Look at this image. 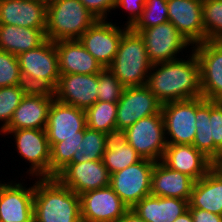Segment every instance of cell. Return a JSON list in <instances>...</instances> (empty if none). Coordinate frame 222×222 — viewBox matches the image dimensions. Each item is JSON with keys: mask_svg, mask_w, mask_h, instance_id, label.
Wrapping results in <instances>:
<instances>
[{"mask_svg": "<svg viewBox=\"0 0 222 222\" xmlns=\"http://www.w3.org/2000/svg\"><path fill=\"white\" fill-rule=\"evenodd\" d=\"M191 51L187 60L152 64L146 86L161 104L202 97L199 61Z\"/></svg>", "mask_w": 222, "mask_h": 222, "instance_id": "1", "label": "cell"}, {"mask_svg": "<svg viewBox=\"0 0 222 222\" xmlns=\"http://www.w3.org/2000/svg\"><path fill=\"white\" fill-rule=\"evenodd\" d=\"M34 222H82L80 196L56 177L36 178Z\"/></svg>", "mask_w": 222, "mask_h": 222, "instance_id": "2", "label": "cell"}, {"mask_svg": "<svg viewBox=\"0 0 222 222\" xmlns=\"http://www.w3.org/2000/svg\"><path fill=\"white\" fill-rule=\"evenodd\" d=\"M151 67L143 38L129 28L108 68L124 87H135L146 85Z\"/></svg>", "mask_w": 222, "mask_h": 222, "instance_id": "3", "label": "cell"}, {"mask_svg": "<svg viewBox=\"0 0 222 222\" xmlns=\"http://www.w3.org/2000/svg\"><path fill=\"white\" fill-rule=\"evenodd\" d=\"M96 20L79 0H51L47 4L46 38L53 42L79 39Z\"/></svg>", "mask_w": 222, "mask_h": 222, "instance_id": "4", "label": "cell"}, {"mask_svg": "<svg viewBox=\"0 0 222 222\" xmlns=\"http://www.w3.org/2000/svg\"><path fill=\"white\" fill-rule=\"evenodd\" d=\"M17 59L29 90H55L60 77L55 42L47 39L39 47L17 55Z\"/></svg>", "mask_w": 222, "mask_h": 222, "instance_id": "5", "label": "cell"}, {"mask_svg": "<svg viewBox=\"0 0 222 222\" xmlns=\"http://www.w3.org/2000/svg\"><path fill=\"white\" fill-rule=\"evenodd\" d=\"M195 121L192 145L215 164L222 156V102L197 97Z\"/></svg>", "mask_w": 222, "mask_h": 222, "instance_id": "6", "label": "cell"}, {"mask_svg": "<svg viewBox=\"0 0 222 222\" xmlns=\"http://www.w3.org/2000/svg\"><path fill=\"white\" fill-rule=\"evenodd\" d=\"M141 158L161 161L167 147L162 113L141 118L120 133Z\"/></svg>", "mask_w": 222, "mask_h": 222, "instance_id": "7", "label": "cell"}, {"mask_svg": "<svg viewBox=\"0 0 222 222\" xmlns=\"http://www.w3.org/2000/svg\"><path fill=\"white\" fill-rule=\"evenodd\" d=\"M1 133L15 138V149L25 162L31 163L27 170L29 176L50 178L51 147L45 129L3 130Z\"/></svg>", "mask_w": 222, "mask_h": 222, "instance_id": "8", "label": "cell"}, {"mask_svg": "<svg viewBox=\"0 0 222 222\" xmlns=\"http://www.w3.org/2000/svg\"><path fill=\"white\" fill-rule=\"evenodd\" d=\"M155 162L142 158L139 162L110 175L109 186L128 209L151 194V176Z\"/></svg>", "mask_w": 222, "mask_h": 222, "instance_id": "9", "label": "cell"}, {"mask_svg": "<svg viewBox=\"0 0 222 222\" xmlns=\"http://www.w3.org/2000/svg\"><path fill=\"white\" fill-rule=\"evenodd\" d=\"M143 38L147 56L152 64L179 59L178 53L192 44L177 30L171 22L143 29L139 32Z\"/></svg>", "mask_w": 222, "mask_h": 222, "instance_id": "10", "label": "cell"}, {"mask_svg": "<svg viewBox=\"0 0 222 222\" xmlns=\"http://www.w3.org/2000/svg\"><path fill=\"white\" fill-rule=\"evenodd\" d=\"M161 113L167 145H192L196 135V98L162 104Z\"/></svg>", "mask_w": 222, "mask_h": 222, "instance_id": "11", "label": "cell"}, {"mask_svg": "<svg viewBox=\"0 0 222 222\" xmlns=\"http://www.w3.org/2000/svg\"><path fill=\"white\" fill-rule=\"evenodd\" d=\"M161 106L162 104L146 85L124 87L117 103V135L141 118L159 114Z\"/></svg>", "mask_w": 222, "mask_h": 222, "instance_id": "12", "label": "cell"}, {"mask_svg": "<svg viewBox=\"0 0 222 222\" xmlns=\"http://www.w3.org/2000/svg\"><path fill=\"white\" fill-rule=\"evenodd\" d=\"M86 127L85 110L53 100L45 128L50 147L65 140L83 139Z\"/></svg>", "mask_w": 222, "mask_h": 222, "instance_id": "13", "label": "cell"}, {"mask_svg": "<svg viewBox=\"0 0 222 222\" xmlns=\"http://www.w3.org/2000/svg\"><path fill=\"white\" fill-rule=\"evenodd\" d=\"M121 28L106 19H97L78 40L106 68L115 58L122 35L129 29Z\"/></svg>", "mask_w": 222, "mask_h": 222, "instance_id": "14", "label": "cell"}, {"mask_svg": "<svg viewBox=\"0 0 222 222\" xmlns=\"http://www.w3.org/2000/svg\"><path fill=\"white\" fill-rule=\"evenodd\" d=\"M191 49L199 61L202 97L222 102V42L204 41Z\"/></svg>", "mask_w": 222, "mask_h": 222, "instance_id": "15", "label": "cell"}, {"mask_svg": "<svg viewBox=\"0 0 222 222\" xmlns=\"http://www.w3.org/2000/svg\"><path fill=\"white\" fill-rule=\"evenodd\" d=\"M79 196L82 222H116L129 210L110 186Z\"/></svg>", "mask_w": 222, "mask_h": 222, "instance_id": "16", "label": "cell"}, {"mask_svg": "<svg viewBox=\"0 0 222 222\" xmlns=\"http://www.w3.org/2000/svg\"><path fill=\"white\" fill-rule=\"evenodd\" d=\"M53 100V92L29 90L4 130L45 129Z\"/></svg>", "mask_w": 222, "mask_h": 222, "instance_id": "17", "label": "cell"}, {"mask_svg": "<svg viewBox=\"0 0 222 222\" xmlns=\"http://www.w3.org/2000/svg\"><path fill=\"white\" fill-rule=\"evenodd\" d=\"M22 184L0 181V222H34L35 184L28 188Z\"/></svg>", "mask_w": 222, "mask_h": 222, "instance_id": "18", "label": "cell"}, {"mask_svg": "<svg viewBox=\"0 0 222 222\" xmlns=\"http://www.w3.org/2000/svg\"><path fill=\"white\" fill-rule=\"evenodd\" d=\"M56 178L78 195L110 184V173L103 160L70 163Z\"/></svg>", "mask_w": 222, "mask_h": 222, "instance_id": "19", "label": "cell"}, {"mask_svg": "<svg viewBox=\"0 0 222 222\" xmlns=\"http://www.w3.org/2000/svg\"><path fill=\"white\" fill-rule=\"evenodd\" d=\"M168 19L193 45L205 41L203 2L200 0H167Z\"/></svg>", "mask_w": 222, "mask_h": 222, "instance_id": "20", "label": "cell"}, {"mask_svg": "<svg viewBox=\"0 0 222 222\" xmlns=\"http://www.w3.org/2000/svg\"><path fill=\"white\" fill-rule=\"evenodd\" d=\"M54 99L86 110L97 102V74H60Z\"/></svg>", "mask_w": 222, "mask_h": 222, "instance_id": "21", "label": "cell"}, {"mask_svg": "<svg viewBox=\"0 0 222 222\" xmlns=\"http://www.w3.org/2000/svg\"><path fill=\"white\" fill-rule=\"evenodd\" d=\"M47 5L33 0H0V24L46 30Z\"/></svg>", "mask_w": 222, "mask_h": 222, "instance_id": "22", "label": "cell"}, {"mask_svg": "<svg viewBox=\"0 0 222 222\" xmlns=\"http://www.w3.org/2000/svg\"><path fill=\"white\" fill-rule=\"evenodd\" d=\"M172 170L187 174L195 181L204 177L215 165L193 145L170 144L161 160Z\"/></svg>", "mask_w": 222, "mask_h": 222, "instance_id": "23", "label": "cell"}, {"mask_svg": "<svg viewBox=\"0 0 222 222\" xmlns=\"http://www.w3.org/2000/svg\"><path fill=\"white\" fill-rule=\"evenodd\" d=\"M60 74H98L103 66L78 39L55 42Z\"/></svg>", "mask_w": 222, "mask_h": 222, "instance_id": "24", "label": "cell"}, {"mask_svg": "<svg viewBox=\"0 0 222 222\" xmlns=\"http://www.w3.org/2000/svg\"><path fill=\"white\" fill-rule=\"evenodd\" d=\"M195 180L187 174L155 162L151 176V195L190 200Z\"/></svg>", "mask_w": 222, "mask_h": 222, "instance_id": "25", "label": "cell"}, {"mask_svg": "<svg viewBox=\"0 0 222 222\" xmlns=\"http://www.w3.org/2000/svg\"><path fill=\"white\" fill-rule=\"evenodd\" d=\"M188 209H202L222 215V171L215 165L195 181Z\"/></svg>", "mask_w": 222, "mask_h": 222, "instance_id": "26", "label": "cell"}, {"mask_svg": "<svg viewBox=\"0 0 222 222\" xmlns=\"http://www.w3.org/2000/svg\"><path fill=\"white\" fill-rule=\"evenodd\" d=\"M189 201L148 195L131 210L145 222H174L188 210Z\"/></svg>", "mask_w": 222, "mask_h": 222, "instance_id": "27", "label": "cell"}, {"mask_svg": "<svg viewBox=\"0 0 222 222\" xmlns=\"http://www.w3.org/2000/svg\"><path fill=\"white\" fill-rule=\"evenodd\" d=\"M46 40L45 30L0 24V50L13 55L35 49Z\"/></svg>", "mask_w": 222, "mask_h": 222, "instance_id": "28", "label": "cell"}, {"mask_svg": "<svg viewBox=\"0 0 222 222\" xmlns=\"http://www.w3.org/2000/svg\"><path fill=\"white\" fill-rule=\"evenodd\" d=\"M142 158L120 135L112 136L103 155L104 166L110 175L139 162Z\"/></svg>", "mask_w": 222, "mask_h": 222, "instance_id": "29", "label": "cell"}, {"mask_svg": "<svg viewBox=\"0 0 222 222\" xmlns=\"http://www.w3.org/2000/svg\"><path fill=\"white\" fill-rule=\"evenodd\" d=\"M87 128L112 136L117 135V103L97 101L86 110Z\"/></svg>", "mask_w": 222, "mask_h": 222, "instance_id": "30", "label": "cell"}, {"mask_svg": "<svg viewBox=\"0 0 222 222\" xmlns=\"http://www.w3.org/2000/svg\"><path fill=\"white\" fill-rule=\"evenodd\" d=\"M110 135L85 128L82 142L73 155L71 163H84L88 161L102 160Z\"/></svg>", "mask_w": 222, "mask_h": 222, "instance_id": "31", "label": "cell"}, {"mask_svg": "<svg viewBox=\"0 0 222 222\" xmlns=\"http://www.w3.org/2000/svg\"><path fill=\"white\" fill-rule=\"evenodd\" d=\"M205 41L222 42V0L203 1Z\"/></svg>", "mask_w": 222, "mask_h": 222, "instance_id": "32", "label": "cell"}, {"mask_svg": "<svg viewBox=\"0 0 222 222\" xmlns=\"http://www.w3.org/2000/svg\"><path fill=\"white\" fill-rule=\"evenodd\" d=\"M28 91L25 85L0 88V121L3 122L0 132L8 126L15 109Z\"/></svg>", "mask_w": 222, "mask_h": 222, "instance_id": "33", "label": "cell"}, {"mask_svg": "<svg viewBox=\"0 0 222 222\" xmlns=\"http://www.w3.org/2000/svg\"><path fill=\"white\" fill-rule=\"evenodd\" d=\"M168 21L167 0H146L141 17L131 29L139 33L143 29Z\"/></svg>", "mask_w": 222, "mask_h": 222, "instance_id": "34", "label": "cell"}, {"mask_svg": "<svg viewBox=\"0 0 222 222\" xmlns=\"http://www.w3.org/2000/svg\"><path fill=\"white\" fill-rule=\"evenodd\" d=\"M82 139H71L55 143L51 147L50 178L56 177L73 159Z\"/></svg>", "mask_w": 222, "mask_h": 222, "instance_id": "35", "label": "cell"}, {"mask_svg": "<svg viewBox=\"0 0 222 222\" xmlns=\"http://www.w3.org/2000/svg\"><path fill=\"white\" fill-rule=\"evenodd\" d=\"M123 89L124 86L108 67L97 74V101L118 103Z\"/></svg>", "mask_w": 222, "mask_h": 222, "instance_id": "36", "label": "cell"}, {"mask_svg": "<svg viewBox=\"0 0 222 222\" xmlns=\"http://www.w3.org/2000/svg\"><path fill=\"white\" fill-rule=\"evenodd\" d=\"M24 85L16 55L0 50V88Z\"/></svg>", "mask_w": 222, "mask_h": 222, "instance_id": "37", "label": "cell"}, {"mask_svg": "<svg viewBox=\"0 0 222 222\" xmlns=\"http://www.w3.org/2000/svg\"><path fill=\"white\" fill-rule=\"evenodd\" d=\"M146 0H116L115 9L124 8L128 12L126 27L131 28L141 17Z\"/></svg>", "mask_w": 222, "mask_h": 222, "instance_id": "38", "label": "cell"}, {"mask_svg": "<svg viewBox=\"0 0 222 222\" xmlns=\"http://www.w3.org/2000/svg\"><path fill=\"white\" fill-rule=\"evenodd\" d=\"M97 19H106L111 10H115L116 0H79ZM108 13V14H107Z\"/></svg>", "mask_w": 222, "mask_h": 222, "instance_id": "39", "label": "cell"}, {"mask_svg": "<svg viewBox=\"0 0 222 222\" xmlns=\"http://www.w3.org/2000/svg\"><path fill=\"white\" fill-rule=\"evenodd\" d=\"M193 222H222V215L210 213L202 209H189Z\"/></svg>", "mask_w": 222, "mask_h": 222, "instance_id": "40", "label": "cell"}, {"mask_svg": "<svg viewBox=\"0 0 222 222\" xmlns=\"http://www.w3.org/2000/svg\"><path fill=\"white\" fill-rule=\"evenodd\" d=\"M116 222H145V221L141 219L137 214H135L131 209H129Z\"/></svg>", "mask_w": 222, "mask_h": 222, "instance_id": "41", "label": "cell"}, {"mask_svg": "<svg viewBox=\"0 0 222 222\" xmlns=\"http://www.w3.org/2000/svg\"><path fill=\"white\" fill-rule=\"evenodd\" d=\"M174 222H193L190 210L188 209L185 213L176 218Z\"/></svg>", "mask_w": 222, "mask_h": 222, "instance_id": "42", "label": "cell"}, {"mask_svg": "<svg viewBox=\"0 0 222 222\" xmlns=\"http://www.w3.org/2000/svg\"><path fill=\"white\" fill-rule=\"evenodd\" d=\"M215 166L222 171V156H221V158L215 163Z\"/></svg>", "mask_w": 222, "mask_h": 222, "instance_id": "43", "label": "cell"}, {"mask_svg": "<svg viewBox=\"0 0 222 222\" xmlns=\"http://www.w3.org/2000/svg\"><path fill=\"white\" fill-rule=\"evenodd\" d=\"M33 1L42 2L47 5L51 0H33Z\"/></svg>", "mask_w": 222, "mask_h": 222, "instance_id": "44", "label": "cell"}]
</instances>
